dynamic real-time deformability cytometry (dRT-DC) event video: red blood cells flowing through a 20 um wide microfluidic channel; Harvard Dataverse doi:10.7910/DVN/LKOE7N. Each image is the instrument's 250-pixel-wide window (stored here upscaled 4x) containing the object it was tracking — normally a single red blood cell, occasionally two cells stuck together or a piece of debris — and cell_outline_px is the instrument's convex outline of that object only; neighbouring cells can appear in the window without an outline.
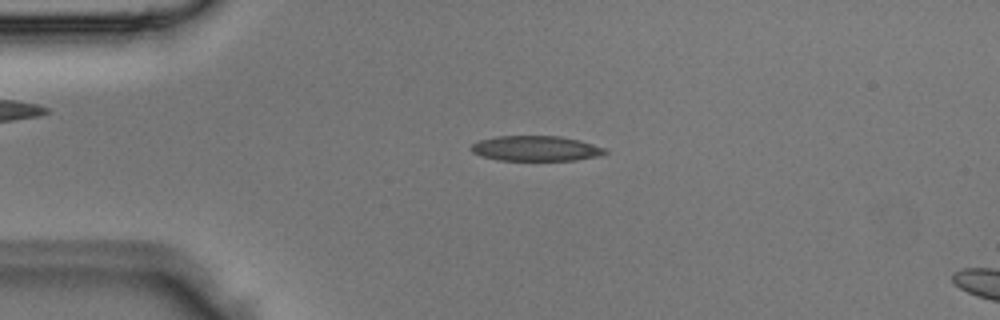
{"species": "Egyptian fruit bat (a non-hibernating species)", "species_latin": "Rousettus aegyptiacus", "temperature_condition": "room temperature", "stored_images_in_passage": 4, "segment_of_instrument_passage": [1, 2], "camera_frame_rate_fps": 3000, "um_per_image_px": 0.085, "animal": {"sex": "male"}, "frame": {"image": 1, "passage_image": 3, "time_ms": 0.667, "image_size_px": [1000, 320], "cell_outline_px": [[608, 152], [600, 156], [576, 160], [500, 160], [480, 156], [472, 152], [472, 144], [480, 140], [496, 136], [560, 136], [580, 140], [604, 148]], "centroid_in_image_um": [45.56, 12.62], "position_along_channel_um": 39.4, "area_um2": 19.59}}